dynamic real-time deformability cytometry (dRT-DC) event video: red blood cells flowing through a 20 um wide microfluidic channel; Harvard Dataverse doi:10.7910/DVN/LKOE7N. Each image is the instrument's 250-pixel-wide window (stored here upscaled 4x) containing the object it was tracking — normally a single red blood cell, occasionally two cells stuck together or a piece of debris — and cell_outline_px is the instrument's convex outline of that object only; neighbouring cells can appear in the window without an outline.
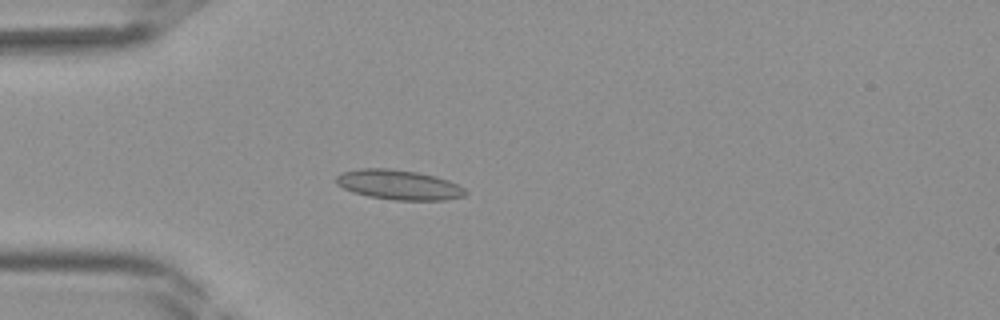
{"species": "Egyptian fruit bat (a non-hibernating species)", "species_latin": "Rousettus aegyptiacus", "temperature_condition": "room temperature", "stored_images_in_passage": 41, "camera_frame_rate_fps": 3000, "um_per_image_px": 0.085, "frame": {"image": 1, "passage_image": 12, "time_ms": 3.667, "image_size_px": [1000, 320], "cell_outline_px": [[468, 192], [464, 196], [444, 200], [396, 200], [368, 196], [352, 192], [336, 184], [336, 176], [340, 172], [360, 168], [388, 168], [416, 172], [436, 176], [448, 180], [464, 188]], "centroid_in_image_um": [33.87, 15.7], "position_along_channel_um": 51.1, "area_um2": 22.48}}
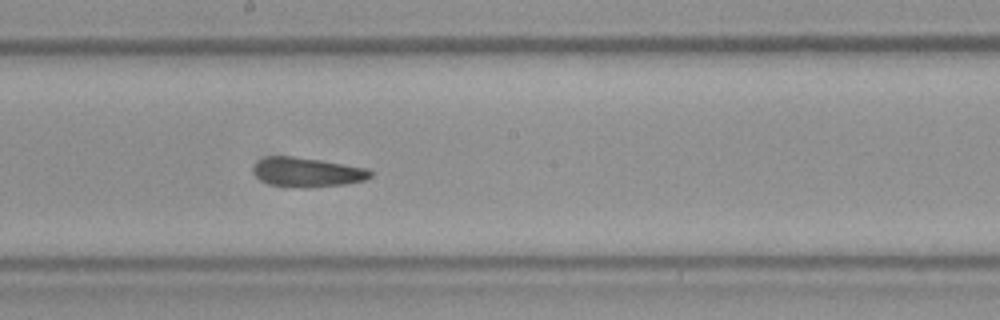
{"frame": {"image": 2, "passage_image": 23, "time_ms": 7.333, "image_size_px": [1000, 320], "cell_outline_px": [[372, 176], [364, 180], [344, 184], [308, 188], [304, 188], [268, 184], [260, 180], [252, 172], [252, 168], [260, 160], [268, 156], [292, 156], [320, 160], [368, 168], [372, 172]], "centroid_in_image_um": [26.1, 14.64], "position_along_channel_um": 222.1, "area_um2": 20.06}}
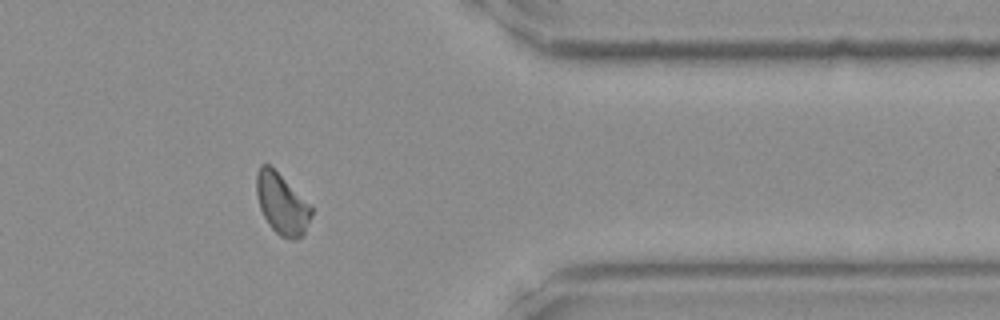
{"frame": {"image": 3, "passage_image": 34, "time_ms": 11.0, "image_size_px": [1000, 320], "cell_outline_px": [[312, 216], [304, 236], [296, 240], [292, 240], [280, 236], [268, 224], [260, 208], [256, 192], [256, 172], [260, 164], [268, 164], [312, 204]], "centroid_in_image_um": [23.99, 17.35], "position_along_channel_um": 387.4, "area_um2": 19.77}}